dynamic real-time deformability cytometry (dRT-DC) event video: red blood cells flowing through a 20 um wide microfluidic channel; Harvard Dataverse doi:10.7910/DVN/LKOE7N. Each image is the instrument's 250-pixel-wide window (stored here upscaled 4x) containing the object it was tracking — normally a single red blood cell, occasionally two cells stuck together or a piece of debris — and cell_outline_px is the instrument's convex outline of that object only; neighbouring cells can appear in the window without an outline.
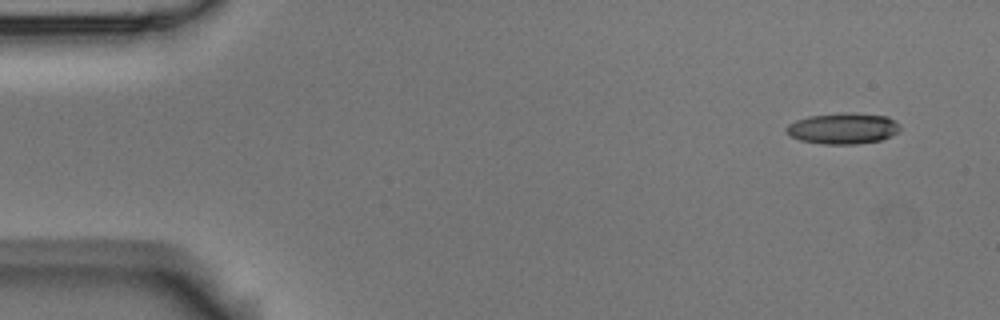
{"species": "Egyptian fruit bat (a non-hibernating species)", "species_latin": "Rousettus aegyptiacus", "temperature_condition": "room temperature", "stored_images_in_passage": 3, "camera_frame_rate_fps": 3000, "um_per_image_px": 0.085, "animal": {"sex": "male"}, "frame": {"image": 1, "passage_image": 1, "time_ms": 0.0, "image_size_px": [1000, 320], "cell_outline_px": [[900, 132], [892, 136], [880, 140], [856, 144], [824, 144], [800, 140], [784, 132], [784, 128], [788, 124], [796, 120], [808, 116], [840, 112], [856, 112], [888, 116], [896, 120], [900, 124]], "centroid_in_image_um": [71.68, 10.9], "position_along_channel_um": 13.3, "area_um2": 21.04}}